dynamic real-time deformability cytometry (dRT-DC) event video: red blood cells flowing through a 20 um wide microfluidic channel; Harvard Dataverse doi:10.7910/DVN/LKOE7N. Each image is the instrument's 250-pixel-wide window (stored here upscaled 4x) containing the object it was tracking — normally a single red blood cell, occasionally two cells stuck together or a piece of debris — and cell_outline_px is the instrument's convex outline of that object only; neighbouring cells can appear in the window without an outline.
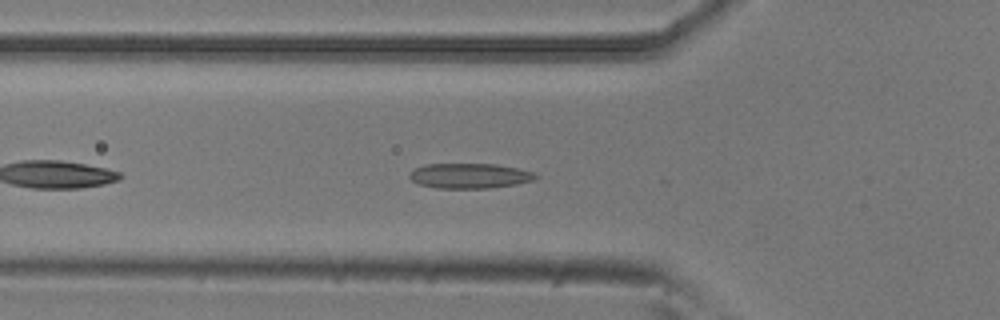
{"species": "common noctule bat (a hibernating species)", "species_latin": "Nyctalus noctula", "temperature_condition": "room temperature", "stored_images_in_passage": 9, "camera_frame_rate_fps": 3000, "um_per_image_px": 0.085, "animal": {"sex": "male", "body_mass_g": 20.5, "forearm_length_mm": 52.5}, "frame": {"image": 1, "passage_image": 6, "time_ms": 1.667, "image_size_px": [1000, 320], "cell_outline_px": [[540, 176], [532, 180], [516, 184], [488, 188], [436, 188], [416, 184], [408, 176], [408, 172], [424, 164], [496, 164], [536, 172]], "centroid_in_image_um": [39.89, 14.94], "position_along_channel_um": 85.9, "area_um2": 18.55}}